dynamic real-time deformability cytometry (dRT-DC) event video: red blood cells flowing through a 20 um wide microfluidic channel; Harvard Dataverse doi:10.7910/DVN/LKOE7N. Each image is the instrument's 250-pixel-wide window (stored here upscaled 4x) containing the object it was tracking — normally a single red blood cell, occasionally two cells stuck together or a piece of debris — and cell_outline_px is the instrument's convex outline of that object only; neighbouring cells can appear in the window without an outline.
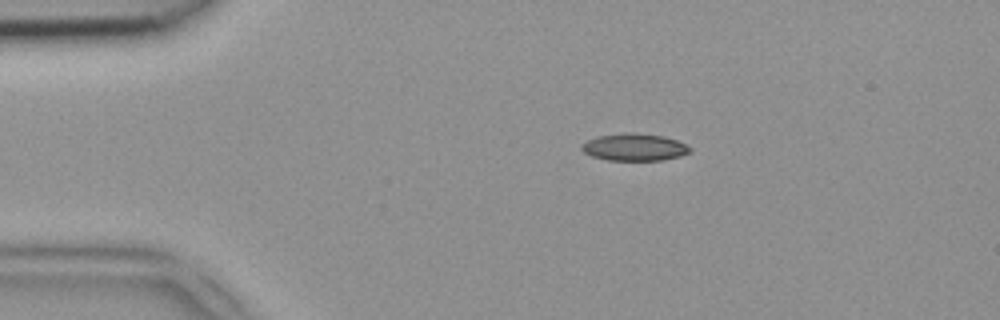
{"species": "common noctule bat (a hibernating species)", "species_latin": "Nyctalus noctula", "temperature_condition": "room temperature", "stored_images_in_passage": 48, "camera_frame_rate_fps": 3000, "um_per_image_px": 0.085, "animal": {"sex": "female", "body_mass_g": 18.4}, "frame": {"image": 1, "passage_image": 9, "time_ms": 2.667, "image_size_px": [1000, 320], "cell_outline_px": [[692, 152], [680, 156], [664, 160], [608, 160], [592, 156], [584, 152], [580, 148], [580, 144], [596, 136], [632, 132], [636, 132], [664, 136], [688, 144], [692, 148]], "centroid_in_image_um": [53.96, 12.5], "position_along_channel_um": 31.0, "area_um2": 17.4}}
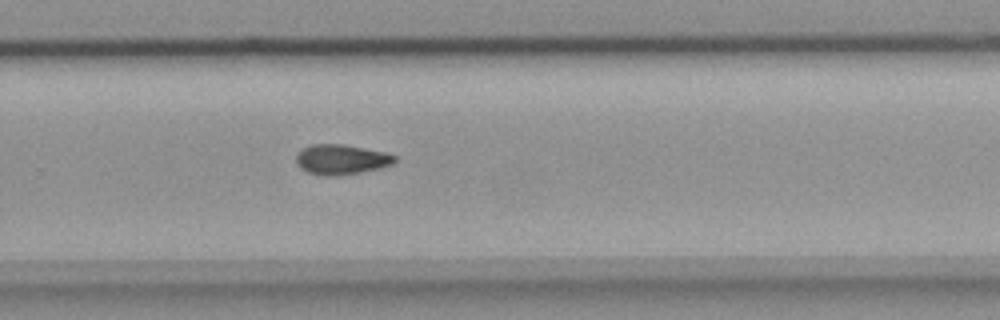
{"frame": {"image": 2, "passage_image": 32, "time_ms": 10.333, "image_size_px": [1000, 320], "cell_outline_px": [[396, 160], [392, 164], [380, 168], [360, 172], [336, 176], [324, 176], [308, 172], [300, 168], [296, 164], [296, 156], [304, 148], [312, 144], [344, 144], [384, 152], [396, 156]], "centroid_in_image_um": [29.0, 13.56], "position_along_channel_um": 300.8, "area_um2": 17.17}}
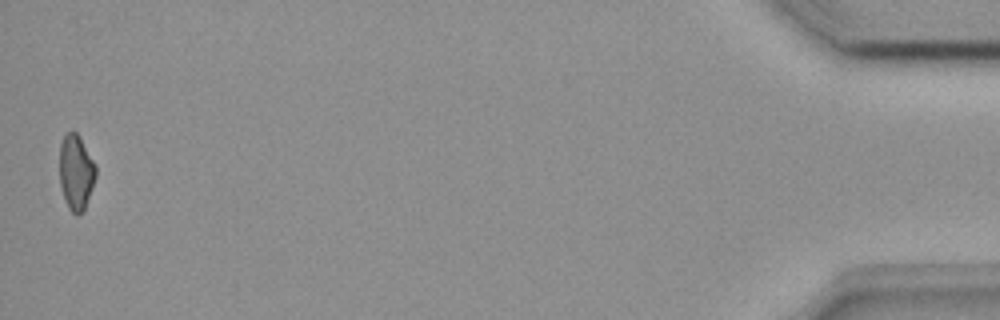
{"frame": {"image": 3, "passage_image": 48, "time_ms": 15.667, "image_size_px": [1000, 320], "cell_outline_px": [[96, 176], [92, 188], [84, 208], [76, 216], [68, 208], [60, 184], [60, 144], [64, 136], [72, 128], [80, 136], [96, 164]], "centroid_in_image_um": [6.47, 14.59], "position_along_channel_um": 428.7, "area_um2": 15.9}}